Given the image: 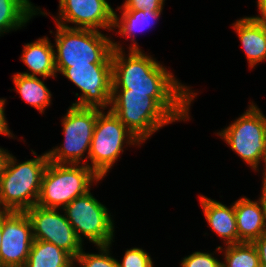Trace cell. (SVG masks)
Masks as SVG:
<instances>
[{"instance_id":"1","label":"cell","mask_w":266,"mask_h":267,"mask_svg":"<svg viewBox=\"0 0 266 267\" xmlns=\"http://www.w3.org/2000/svg\"><path fill=\"white\" fill-rule=\"evenodd\" d=\"M113 41L112 94H138L154 98L176 121L189 119L197 93L177 80L156 59L140 50H129Z\"/></svg>"},{"instance_id":"2","label":"cell","mask_w":266,"mask_h":267,"mask_svg":"<svg viewBox=\"0 0 266 267\" xmlns=\"http://www.w3.org/2000/svg\"><path fill=\"white\" fill-rule=\"evenodd\" d=\"M31 151L36 158L20 163L8 154L0 176V211L25 212L37 204L49 160L47 152Z\"/></svg>"},{"instance_id":"3","label":"cell","mask_w":266,"mask_h":267,"mask_svg":"<svg viewBox=\"0 0 266 267\" xmlns=\"http://www.w3.org/2000/svg\"><path fill=\"white\" fill-rule=\"evenodd\" d=\"M55 68L62 73L72 66L112 63L113 40L100 31L72 29L56 24Z\"/></svg>"},{"instance_id":"4","label":"cell","mask_w":266,"mask_h":267,"mask_svg":"<svg viewBox=\"0 0 266 267\" xmlns=\"http://www.w3.org/2000/svg\"><path fill=\"white\" fill-rule=\"evenodd\" d=\"M102 180L85 164H56L49 162L41 183L38 206L63 209L75 198L90 191L93 182Z\"/></svg>"},{"instance_id":"5","label":"cell","mask_w":266,"mask_h":267,"mask_svg":"<svg viewBox=\"0 0 266 267\" xmlns=\"http://www.w3.org/2000/svg\"><path fill=\"white\" fill-rule=\"evenodd\" d=\"M141 145L128 128L109 109L97 108V119L91 142L88 159L91 168L102 180L112 169L120 154L124 152L123 145Z\"/></svg>"},{"instance_id":"6","label":"cell","mask_w":266,"mask_h":267,"mask_svg":"<svg viewBox=\"0 0 266 267\" xmlns=\"http://www.w3.org/2000/svg\"><path fill=\"white\" fill-rule=\"evenodd\" d=\"M110 110L142 143L160 128L176 120L152 97L112 94Z\"/></svg>"},{"instance_id":"7","label":"cell","mask_w":266,"mask_h":267,"mask_svg":"<svg viewBox=\"0 0 266 267\" xmlns=\"http://www.w3.org/2000/svg\"><path fill=\"white\" fill-rule=\"evenodd\" d=\"M97 108L77 107L72 105L62 119L64 143L47 152L49 162L56 164H83L89 167L88 159ZM87 153L84 157V153Z\"/></svg>"},{"instance_id":"8","label":"cell","mask_w":266,"mask_h":267,"mask_svg":"<svg viewBox=\"0 0 266 267\" xmlns=\"http://www.w3.org/2000/svg\"><path fill=\"white\" fill-rule=\"evenodd\" d=\"M217 134L245 163L259 171L266 150V117L256 104L250 102L238 119Z\"/></svg>"},{"instance_id":"9","label":"cell","mask_w":266,"mask_h":267,"mask_svg":"<svg viewBox=\"0 0 266 267\" xmlns=\"http://www.w3.org/2000/svg\"><path fill=\"white\" fill-rule=\"evenodd\" d=\"M62 210L82 242L84 237L95 246H112L115 227L112 215L90 191L75 198Z\"/></svg>"},{"instance_id":"10","label":"cell","mask_w":266,"mask_h":267,"mask_svg":"<svg viewBox=\"0 0 266 267\" xmlns=\"http://www.w3.org/2000/svg\"><path fill=\"white\" fill-rule=\"evenodd\" d=\"M82 92L77 107L106 109L111 106L112 97V63H89V65L72 66L62 73Z\"/></svg>"},{"instance_id":"11","label":"cell","mask_w":266,"mask_h":267,"mask_svg":"<svg viewBox=\"0 0 266 267\" xmlns=\"http://www.w3.org/2000/svg\"><path fill=\"white\" fill-rule=\"evenodd\" d=\"M59 210L61 208H44L35 205L25 213L32 224L33 240L52 243L75 259L83 250V242L78 238L65 214H60Z\"/></svg>"},{"instance_id":"12","label":"cell","mask_w":266,"mask_h":267,"mask_svg":"<svg viewBox=\"0 0 266 267\" xmlns=\"http://www.w3.org/2000/svg\"><path fill=\"white\" fill-rule=\"evenodd\" d=\"M0 265L25 267L33 242L32 224L25 212L1 211Z\"/></svg>"},{"instance_id":"13","label":"cell","mask_w":266,"mask_h":267,"mask_svg":"<svg viewBox=\"0 0 266 267\" xmlns=\"http://www.w3.org/2000/svg\"><path fill=\"white\" fill-rule=\"evenodd\" d=\"M114 12L107 0H59V14L53 19L55 24L67 28L111 31ZM67 23L74 24V27Z\"/></svg>"},{"instance_id":"14","label":"cell","mask_w":266,"mask_h":267,"mask_svg":"<svg viewBox=\"0 0 266 267\" xmlns=\"http://www.w3.org/2000/svg\"><path fill=\"white\" fill-rule=\"evenodd\" d=\"M239 243H253L266 232V211L261 200L242 197L234 202Z\"/></svg>"},{"instance_id":"15","label":"cell","mask_w":266,"mask_h":267,"mask_svg":"<svg viewBox=\"0 0 266 267\" xmlns=\"http://www.w3.org/2000/svg\"><path fill=\"white\" fill-rule=\"evenodd\" d=\"M200 206L212 231L223 238L224 244L232 245L239 243L234 203L226 206L219 201L204 195L199 197Z\"/></svg>"},{"instance_id":"16","label":"cell","mask_w":266,"mask_h":267,"mask_svg":"<svg viewBox=\"0 0 266 267\" xmlns=\"http://www.w3.org/2000/svg\"><path fill=\"white\" fill-rule=\"evenodd\" d=\"M249 67L254 68L259 62L266 60V26L244 17L233 23Z\"/></svg>"},{"instance_id":"17","label":"cell","mask_w":266,"mask_h":267,"mask_svg":"<svg viewBox=\"0 0 266 267\" xmlns=\"http://www.w3.org/2000/svg\"><path fill=\"white\" fill-rule=\"evenodd\" d=\"M54 45L48 37H42L34 42L23 46L21 55L22 62L29 68L30 72H21L26 76H42L43 79L56 77Z\"/></svg>"},{"instance_id":"18","label":"cell","mask_w":266,"mask_h":267,"mask_svg":"<svg viewBox=\"0 0 266 267\" xmlns=\"http://www.w3.org/2000/svg\"><path fill=\"white\" fill-rule=\"evenodd\" d=\"M116 10H121L122 14L119 17L114 12L113 29L118 28L117 32L122 37H134L131 39L133 43L132 45L130 44L129 50H140L138 43L135 41V32L148 29L152 24H155L158 18H160L162 11L124 10L122 7H118Z\"/></svg>"},{"instance_id":"19","label":"cell","mask_w":266,"mask_h":267,"mask_svg":"<svg viewBox=\"0 0 266 267\" xmlns=\"http://www.w3.org/2000/svg\"><path fill=\"white\" fill-rule=\"evenodd\" d=\"M39 9L29 0H0V36L21 29L34 15H48Z\"/></svg>"},{"instance_id":"20","label":"cell","mask_w":266,"mask_h":267,"mask_svg":"<svg viewBox=\"0 0 266 267\" xmlns=\"http://www.w3.org/2000/svg\"><path fill=\"white\" fill-rule=\"evenodd\" d=\"M25 267H75L74 259L56 245L33 240Z\"/></svg>"},{"instance_id":"21","label":"cell","mask_w":266,"mask_h":267,"mask_svg":"<svg viewBox=\"0 0 266 267\" xmlns=\"http://www.w3.org/2000/svg\"><path fill=\"white\" fill-rule=\"evenodd\" d=\"M15 84L14 91L20 94V97L29 105L39 110L42 114L46 107L51 104V92L45 86L44 81L35 76H26L20 73L12 76Z\"/></svg>"},{"instance_id":"22","label":"cell","mask_w":266,"mask_h":267,"mask_svg":"<svg viewBox=\"0 0 266 267\" xmlns=\"http://www.w3.org/2000/svg\"><path fill=\"white\" fill-rule=\"evenodd\" d=\"M226 248V249H225ZM217 247V251H224L222 267H261L258 251L253 243L241 242Z\"/></svg>"},{"instance_id":"23","label":"cell","mask_w":266,"mask_h":267,"mask_svg":"<svg viewBox=\"0 0 266 267\" xmlns=\"http://www.w3.org/2000/svg\"><path fill=\"white\" fill-rule=\"evenodd\" d=\"M97 248L101 251L99 254L85 253L82 250L75 257L74 262H77L80 267H118L117 259L110 256V245H101L97 246Z\"/></svg>"},{"instance_id":"24","label":"cell","mask_w":266,"mask_h":267,"mask_svg":"<svg viewBox=\"0 0 266 267\" xmlns=\"http://www.w3.org/2000/svg\"><path fill=\"white\" fill-rule=\"evenodd\" d=\"M118 261V267H153V261L149 253L142 248L133 247L125 251L121 263Z\"/></svg>"},{"instance_id":"25","label":"cell","mask_w":266,"mask_h":267,"mask_svg":"<svg viewBox=\"0 0 266 267\" xmlns=\"http://www.w3.org/2000/svg\"><path fill=\"white\" fill-rule=\"evenodd\" d=\"M181 267H221V261L211 253L196 251L181 260Z\"/></svg>"},{"instance_id":"26","label":"cell","mask_w":266,"mask_h":267,"mask_svg":"<svg viewBox=\"0 0 266 267\" xmlns=\"http://www.w3.org/2000/svg\"><path fill=\"white\" fill-rule=\"evenodd\" d=\"M165 0H125L124 10L162 11Z\"/></svg>"},{"instance_id":"27","label":"cell","mask_w":266,"mask_h":267,"mask_svg":"<svg viewBox=\"0 0 266 267\" xmlns=\"http://www.w3.org/2000/svg\"><path fill=\"white\" fill-rule=\"evenodd\" d=\"M253 244L259 254L260 266L266 267V232L257 238Z\"/></svg>"},{"instance_id":"28","label":"cell","mask_w":266,"mask_h":267,"mask_svg":"<svg viewBox=\"0 0 266 267\" xmlns=\"http://www.w3.org/2000/svg\"><path fill=\"white\" fill-rule=\"evenodd\" d=\"M257 7L260 12L259 16H252L251 18L266 26V0H257Z\"/></svg>"},{"instance_id":"29","label":"cell","mask_w":266,"mask_h":267,"mask_svg":"<svg viewBox=\"0 0 266 267\" xmlns=\"http://www.w3.org/2000/svg\"><path fill=\"white\" fill-rule=\"evenodd\" d=\"M9 151L8 150H4L3 148H0V176L2 174L5 162L7 160Z\"/></svg>"},{"instance_id":"30","label":"cell","mask_w":266,"mask_h":267,"mask_svg":"<svg viewBox=\"0 0 266 267\" xmlns=\"http://www.w3.org/2000/svg\"><path fill=\"white\" fill-rule=\"evenodd\" d=\"M262 184H263L261 188L262 191H261V196L259 199L261 200L262 205L266 211V179H263Z\"/></svg>"},{"instance_id":"31","label":"cell","mask_w":266,"mask_h":267,"mask_svg":"<svg viewBox=\"0 0 266 267\" xmlns=\"http://www.w3.org/2000/svg\"><path fill=\"white\" fill-rule=\"evenodd\" d=\"M262 161L265 163V166H264V168L263 169H265L264 170V173H263V179H266V150H265V152H264V154H263V158H262Z\"/></svg>"},{"instance_id":"32","label":"cell","mask_w":266,"mask_h":267,"mask_svg":"<svg viewBox=\"0 0 266 267\" xmlns=\"http://www.w3.org/2000/svg\"><path fill=\"white\" fill-rule=\"evenodd\" d=\"M1 238H2V230H1V211H0V248H1Z\"/></svg>"}]
</instances>
